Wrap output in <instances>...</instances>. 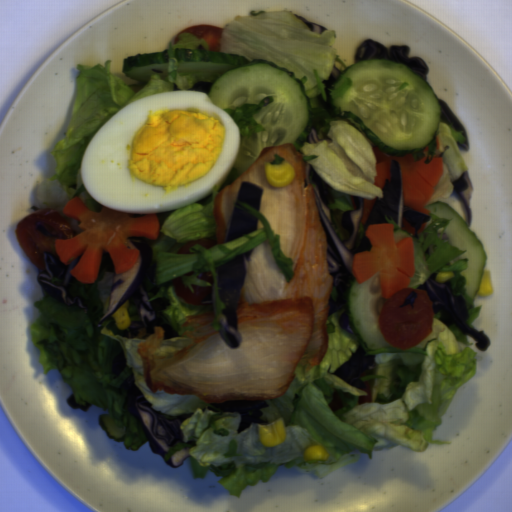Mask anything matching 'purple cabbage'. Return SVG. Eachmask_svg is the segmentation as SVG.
<instances>
[{"instance_id": "obj_1", "label": "purple cabbage", "mask_w": 512, "mask_h": 512, "mask_svg": "<svg viewBox=\"0 0 512 512\" xmlns=\"http://www.w3.org/2000/svg\"><path fill=\"white\" fill-rule=\"evenodd\" d=\"M389 180L385 178V185L381 189L383 197L376 199L356 247V239L364 214V198L354 196V210L345 211L341 214V225L347 232V240H342L336 233L331 221L329 204L335 201L333 188L313 169L311 164L308 166L309 185L314 191L315 205L318 209L320 223L325 231L327 242L326 264L336 289L335 301L330 295L328 318L346 308L348 287L351 281L356 279L352 273L354 254L372 250L371 240L366 236L369 225L386 224L385 216L389 220L391 216L398 227H403L405 226L403 220L406 219L408 225L415 228L413 239H416L422 225L430 220V216L427 214L405 207L402 168L397 160H391L390 162Z\"/></svg>"}, {"instance_id": "obj_2", "label": "purple cabbage", "mask_w": 512, "mask_h": 512, "mask_svg": "<svg viewBox=\"0 0 512 512\" xmlns=\"http://www.w3.org/2000/svg\"><path fill=\"white\" fill-rule=\"evenodd\" d=\"M137 250V262L127 269L116 272L112 265V257L102 252L101 269L97 276V294L103 304V312L95 321H102L127 300L136 305L140 312L141 323L147 334H154L159 326L164 331V339L179 337V332L163 314L171 304L167 297L151 300L158 289L153 285L147 289V281L155 283L156 268L152 248L147 239L135 236L127 239Z\"/></svg>"}, {"instance_id": "obj_3", "label": "purple cabbage", "mask_w": 512, "mask_h": 512, "mask_svg": "<svg viewBox=\"0 0 512 512\" xmlns=\"http://www.w3.org/2000/svg\"><path fill=\"white\" fill-rule=\"evenodd\" d=\"M120 388L126 391L128 411L137 418L147 435L150 451L164 459L176 442H182L184 432L181 424L194 413L171 415L155 410L134 382L133 373L121 382Z\"/></svg>"}, {"instance_id": "obj_4", "label": "purple cabbage", "mask_w": 512, "mask_h": 512, "mask_svg": "<svg viewBox=\"0 0 512 512\" xmlns=\"http://www.w3.org/2000/svg\"><path fill=\"white\" fill-rule=\"evenodd\" d=\"M252 248L233 261L216 266L218 275V298L225 306L217 324L222 341L231 348H238L242 342L238 324V303L242 287L248 272L246 260L249 262Z\"/></svg>"}, {"instance_id": "obj_5", "label": "purple cabbage", "mask_w": 512, "mask_h": 512, "mask_svg": "<svg viewBox=\"0 0 512 512\" xmlns=\"http://www.w3.org/2000/svg\"><path fill=\"white\" fill-rule=\"evenodd\" d=\"M418 290L426 291L433 314L438 312L439 320L446 327L455 325L461 335L475 338L479 350L485 352L490 347V339L484 330H477L467 323L470 314L467 302L461 294H455L451 281L438 282L434 274L418 286Z\"/></svg>"}, {"instance_id": "obj_6", "label": "purple cabbage", "mask_w": 512, "mask_h": 512, "mask_svg": "<svg viewBox=\"0 0 512 512\" xmlns=\"http://www.w3.org/2000/svg\"><path fill=\"white\" fill-rule=\"evenodd\" d=\"M81 256L65 265L62 258L44 253L45 270L37 276V279L46 296L66 302L69 306L88 308L87 302L81 295L68 287L70 272L77 266Z\"/></svg>"}, {"instance_id": "obj_7", "label": "purple cabbage", "mask_w": 512, "mask_h": 512, "mask_svg": "<svg viewBox=\"0 0 512 512\" xmlns=\"http://www.w3.org/2000/svg\"><path fill=\"white\" fill-rule=\"evenodd\" d=\"M361 59H386L402 63L410 66L415 74L423 76L425 79L430 72L427 63L423 59L417 56H409V49L405 45H393L390 52H388L385 46L371 38L361 41L354 52L356 64Z\"/></svg>"}, {"instance_id": "obj_8", "label": "purple cabbage", "mask_w": 512, "mask_h": 512, "mask_svg": "<svg viewBox=\"0 0 512 512\" xmlns=\"http://www.w3.org/2000/svg\"><path fill=\"white\" fill-rule=\"evenodd\" d=\"M452 185L453 190L449 197L437 199V202L448 204L461 216L470 229L472 225L471 198L474 187L467 169L458 179L452 181Z\"/></svg>"}, {"instance_id": "obj_9", "label": "purple cabbage", "mask_w": 512, "mask_h": 512, "mask_svg": "<svg viewBox=\"0 0 512 512\" xmlns=\"http://www.w3.org/2000/svg\"><path fill=\"white\" fill-rule=\"evenodd\" d=\"M375 354L366 355V351L359 345L358 351L352 352L349 360L344 362L333 373L349 385L365 390V383L360 379L363 372L373 370Z\"/></svg>"}, {"instance_id": "obj_10", "label": "purple cabbage", "mask_w": 512, "mask_h": 512, "mask_svg": "<svg viewBox=\"0 0 512 512\" xmlns=\"http://www.w3.org/2000/svg\"><path fill=\"white\" fill-rule=\"evenodd\" d=\"M224 412H237L240 416V424L237 433L250 428L252 423L270 424L260 420L262 416V408H268L266 400H227L222 404L210 403Z\"/></svg>"}, {"instance_id": "obj_11", "label": "purple cabbage", "mask_w": 512, "mask_h": 512, "mask_svg": "<svg viewBox=\"0 0 512 512\" xmlns=\"http://www.w3.org/2000/svg\"><path fill=\"white\" fill-rule=\"evenodd\" d=\"M258 220L259 217L250 212L234 207L230 217L225 243L234 241L240 236L254 233L258 225Z\"/></svg>"}, {"instance_id": "obj_12", "label": "purple cabbage", "mask_w": 512, "mask_h": 512, "mask_svg": "<svg viewBox=\"0 0 512 512\" xmlns=\"http://www.w3.org/2000/svg\"><path fill=\"white\" fill-rule=\"evenodd\" d=\"M439 103H440V116H439L440 122L452 124L455 131H462L463 134H461V135H462V137L465 138V143L460 144L457 141L456 145L460 150H465V151L468 150L470 147V144H469L468 133H467L465 127L463 126V124L461 123L459 118L454 114V112L452 111V109L449 107V105L446 102H444L443 100H439Z\"/></svg>"}, {"instance_id": "obj_13", "label": "purple cabbage", "mask_w": 512, "mask_h": 512, "mask_svg": "<svg viewBox=\"0 0 512 512\" xmlns=\"http://www.w3.org/2000/svg\"><path fill=\"white\" fill-rule=\"evenodd\" d=\"M263 188L248 182H242L239 187L237 200L246 202L257 209L259 212L262 200Z\"/></svg>"}, {"instance_id": "obj_14", "label": "purple cabbage", "mask_w": 512, "mask_h": 512, "mask_svg": "<svg viewBox=\"0 0 512 512\" xmlns=\"http://www.w3.org/2000/svg\"><path fill=\"white\" fill-rule=\"evenodd\" d=\"M191 447H181L177 451L171 454L168 458L166 464L172 468H180L185 460L191 456L190 454Z\"/></svg>"}, {"instance_id": "obj_15", "label": "purple cabbage", "mask_w": 512, "mask_h": 512, "mask_svg": "<svg viewBox=\"0 0 512 512\" xmlns=\"http://www.w3.org/2000/svg\"><path fill=\"white\" fill-rule=\"evenodd\" d=\"M127 364V360L124 356V353L121 349L120 353L117 354L112 360V370L114 379L118 377L121 372L125 369Z\"/></svg>"}, {"instance_id": "obj_16", "label": "purple cabbage", "mask_w": 512, "mask_h": 512, "mask_svg": "<svg viewBox=\"0 0 512 512\" xmlns=\"http://www.w3.org/2000/svg\"><path fill=\"white\" fill-rule=\"evenodd\" d=\"M294 16H296L297 18H299L309 29V31H312V32H316L318 33L319 35L321 33H323L325 30H327L324 26H322L321 24H318L316 22H313L299 14H292Z\"/></svg>"}, {"instance_id": "obj_17", "label": "purple cabbage", "mask_w": 512, "mask_h": 512, "mask_svg": "<svg viewBox=\"0 0 512 512\" xmlns=\"http://www.w3.org/2000/svg\"><path fill=\"white\" fill-rule=\"evenodd\" d=\"M215 82L211 81H198L195 85L189 88L188 91H199L211 95L212 85Z\"/></svg>"}, {"instance_id": "obj_18", "label": "purple cabbage", "mask_w": 512, "mask_h": 512, "mask_svg": "<svg viewBox=\"0 0 512 512\" xmlns=\"http://www.w3.org/2000/svg\"><path fill=\"white\" fill-rule=\"evenodd\" d=\"M348 313H349V311L346 309L340 315V317H339L340 327H341V329L347 331L351 335H356L354 330H353V328H352V324H351L350 320L348 319Z\"/></svg>"}, {"instance_id": "obj_19", "label": "purple cabbage", "mask_w": 512, "mask_h": 512, "mask_svg": "<svg viewBox=\"0 0 512 512\" xmlns=\"http://www.w3.org/2000/svg\"><path fill=\"white\" fill-rule=\"evenodd\" d=\"M342 74H341V71L339 68H337L336 66L334 68H332L329 76H328V79L326 81H322L324 87L328 89L329 93L331 94L329 88L332 87V84H334L336 82V80L341 77Z\"/></svg>"}, {"instance_id": "obj_20", "label": "purple cabbage", "mask_w": 512, "mask_h": 512, "mask_svg": "<svg viewBox=\"0 0 512 512\" xmlns=\"http://www.w3.org/2000/svg\"><path fill=\"white\" fill-rule=\"evenodd\" d=\"M333 390H334V393L332 395L333 399L328 404V406H329L330 410L335 412V411L343 408V400L340 398L338 391L335 390L334 388H333Z\"/></svg>"}, {"instance_id": "obj_21", "label": "purple cabbage", "mask_w": 512, "mask_h": 512, "mask_svg": "<svg viewBox=\"0 0 512 512\" xmlns=\"http://www.w3.org/2000/svg\"><path fill=\"white\" fill-rule=\"evenodd\" d=\"M66 402L70 406L71 409H82L83 411H86L92 405L90 403L86 404V405H82V404L76 402L74 399L73 393L67 398Z\"/></svg>"}, {"instance_id": "obj_22", "label": "purple cabbage", "mask_w": 512, "mask_h": 512, "mask_svg": "<svg viewBox=\"0 0 512 512\" xmlns=\"http://www.w3.org/2000/svg\"><path fill=\"white\" fill-rule=\"evenodd\" d=\"M207 409H209V410H210V411H212V412H218L217 410H215V409H213V408H211V407H210V408H207ZM218 413H219V412H218Z\"/></svg>"}]
</instances>
